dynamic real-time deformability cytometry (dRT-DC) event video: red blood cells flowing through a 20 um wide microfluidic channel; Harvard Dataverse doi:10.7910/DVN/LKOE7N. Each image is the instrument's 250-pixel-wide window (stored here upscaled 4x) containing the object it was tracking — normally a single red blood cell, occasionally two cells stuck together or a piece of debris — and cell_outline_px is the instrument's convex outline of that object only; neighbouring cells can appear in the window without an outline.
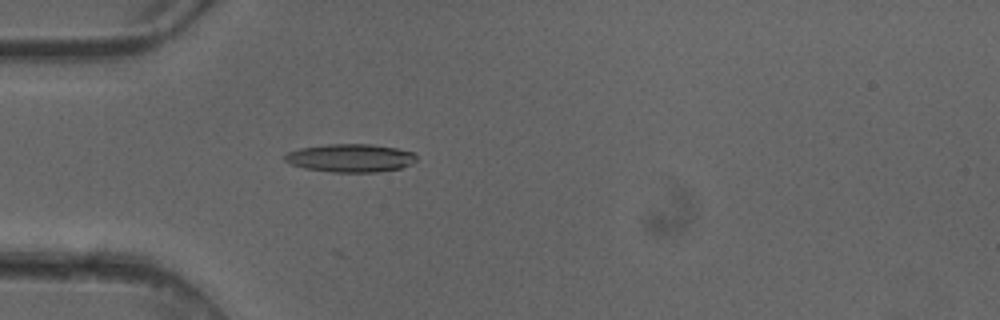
{"species": "common noctule bat (a hibernating species)", "species_latin": "Nyctalus noctula", "temperature_condition": "cold", "stored_images_in_passage": 4, "camera_frame_rate_fps": 3000, "um_per_image_px": 0.085, "animal": {"sex": "female"}, "frame": {"image": 1, "passage_image": 4, "time_ms": 1.0, "image_size_px": [1000, 320], "cell_outline_px": [[416, 160], [412, 164], [400, 168], [376, 172], [332, 172], [304, 168], [292, 164], [284, 160], [284, 156], [288, 152], [300, 148], [328, 144], [372, 144], [396, 148], [412, 152], [416, 156]], "centroid_in_image_um": [29.79, 13.43], "position_along_channel_um": 55.2, "area_um2": 21.5}}